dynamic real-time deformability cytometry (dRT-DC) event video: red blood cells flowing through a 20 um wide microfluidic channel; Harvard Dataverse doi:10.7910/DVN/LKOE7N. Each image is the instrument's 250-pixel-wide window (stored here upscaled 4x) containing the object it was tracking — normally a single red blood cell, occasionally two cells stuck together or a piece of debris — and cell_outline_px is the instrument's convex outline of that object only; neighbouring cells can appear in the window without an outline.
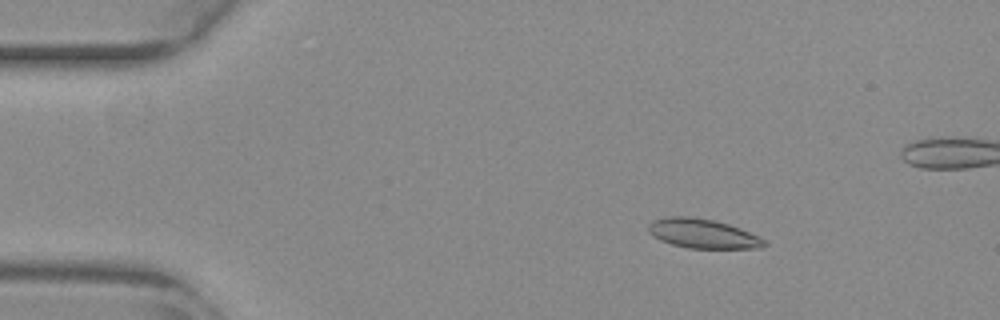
{"species": "common noctule bat (a hibernating species)", "species_latin": "Nyctalus noctula", "temperature_condition": "warm", "stored_images_in_passage": 51, "camera_frame_rate_fps": 3000, "um_per_image_px": 0.085, "animal": {"sex": "female", "body_mass_g": 29.2, "forearm_length_mm": 56.3}, "frame": {"image": 1, "passage_image": 5, "time_ms": 1.333, "image_size_px": [1000, 320], "cell_outline_px": [[768, 244], [764, 248], [688, 248], [672, 244], [660, 240], [652, 236], [648, 232], [648, 224], [652, 220], [668, 216], [692, 216], [712, 220], [728, 224], [740, 228], [764, 240]], "centroid_in_image_um": [59.69, 19.85], "position_along_channel_um": 25.3, "area_um2": 19.83}}
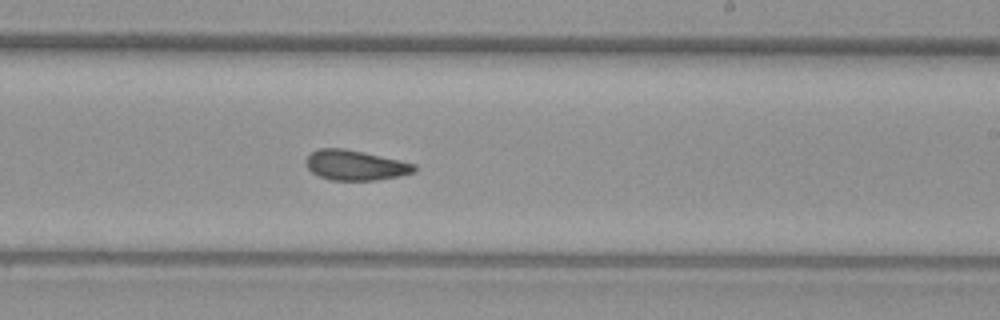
{"frame": {"image": 2, "passage_image": 29, "time_ms": 9.333, "image_size_px": [1000, 320], "cell_outline_px": [[416, 172], [400, 176], [376, 180], [332, 180], [320, 176], [312, 172], [304, 164], [304, 160], [316, 148], [344, 148], [364, 152], [400, 160], [416, 164]], "centroid_in_image_um": [30.2, 14.04], "position_along_channel_um": 258.8, "area_um2": 19.13}}
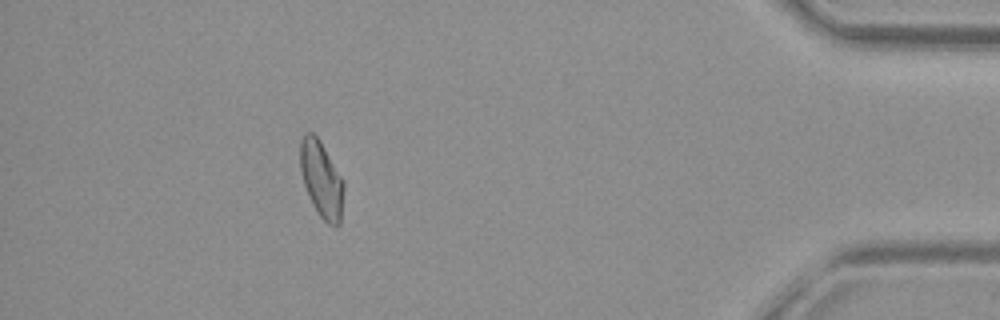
{"frame": {"image": 3, "passage_image": 45, "time_ms": 14.667, "image_size_px": [1000, 320], "cell_outline_px": [[344, 188], [340, 224], [336, 228], [328, 224], [316, 212], [308, 196], [304, 184], [300, 168], [300, 140], [304, 132], [312, 132], [320, 140], [344, 180]], "centroid_in_image_um": [27.32, 15.25], "position_along_channel_um": 407.9, "area_um2": 19.65}, "authors_computed_cell_mechanics": {"area_um2": 19.4208, "velocity_mm_per_s": 3.8434, "shape_relaxation_time_tau1_ms": null, "shape_relaxation_time_tau2_ms": 3.1467, "deformation_change_tau1": null, "deformation_change_tau2": 0.0998}}